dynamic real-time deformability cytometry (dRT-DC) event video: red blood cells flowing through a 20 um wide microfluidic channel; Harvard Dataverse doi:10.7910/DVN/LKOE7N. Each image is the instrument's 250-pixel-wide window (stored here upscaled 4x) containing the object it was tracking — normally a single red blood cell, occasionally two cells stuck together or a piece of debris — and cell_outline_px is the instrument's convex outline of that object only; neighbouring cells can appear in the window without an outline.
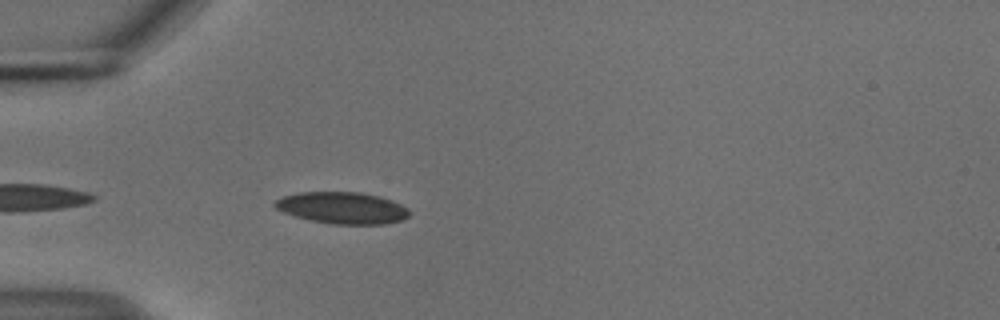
{"species": "common noctule bat (a hibernating species)", "species_latin": "Nyctalus noctula", "temperature_condition": "cold", "stored_images_in_passage": 13, "camera_frame_rate_fps": 3000, "um_per_image_px": 0.085, "animal": {"sex": "male", "body_mass_g": 18.8}, "frame": {"image": 1, "passage_image": 3, "time_ms": 0.667, "image_size_px": [1000, 320], "cell_outline_px": [[408, 216], [404, 220], [384, 224], [332, 224], [308, 220], [284, 212], [276, 208], [272, 204], [276, 200], [284, 196], [300, 192], [360, 192], [380, 196], [392, 200], [408, 208]], "centroid_in_image_um": [29.11, 17.67], "position_along_channel_um": 55.9, "area_um2": 24.85}}